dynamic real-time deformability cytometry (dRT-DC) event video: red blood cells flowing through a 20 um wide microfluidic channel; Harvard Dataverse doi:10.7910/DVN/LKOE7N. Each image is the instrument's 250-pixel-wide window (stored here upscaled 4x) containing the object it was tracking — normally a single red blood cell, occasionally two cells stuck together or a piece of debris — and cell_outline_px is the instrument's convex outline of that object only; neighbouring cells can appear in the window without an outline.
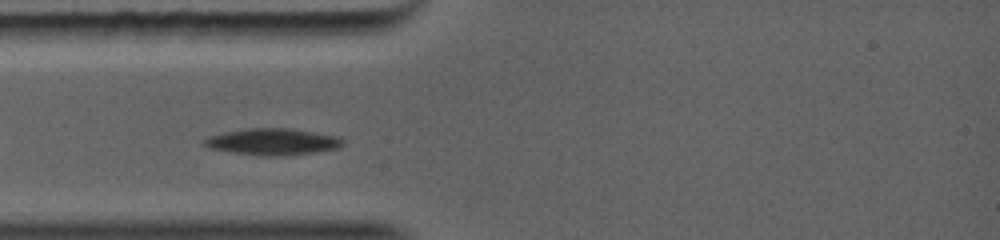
{"species": "common noctule bat (a hibernating species)", "species_latin": "Nyctalus noctula", "temperature_condition": "warm", "stored_images_in_passage": 7, "camera_frame_rate_fps": 5000, "um_per_image_px": 0.085, "animal": {"sex": "female", "body_mass_g": 19.0, "forearm_length_mm": 56.7}, "frame": {"image": 1, "passage_image": 4, "time_ms": 1.0, "image_size_px": [1000, 240], "cell_outline_px": [[344, 144], [340, 148], [320, 152], [292, 156], [256, 156], [208, 148], [200, 144], [204, 140], [212, 136], [232, 132], [260, 128], [272, 128], [304, 132], [328, 136], [340, 140]], "centroid_in_image_um": [23.13, 12.12], "position_along_channel_um": 61.9, "area_um2": 20.58}}